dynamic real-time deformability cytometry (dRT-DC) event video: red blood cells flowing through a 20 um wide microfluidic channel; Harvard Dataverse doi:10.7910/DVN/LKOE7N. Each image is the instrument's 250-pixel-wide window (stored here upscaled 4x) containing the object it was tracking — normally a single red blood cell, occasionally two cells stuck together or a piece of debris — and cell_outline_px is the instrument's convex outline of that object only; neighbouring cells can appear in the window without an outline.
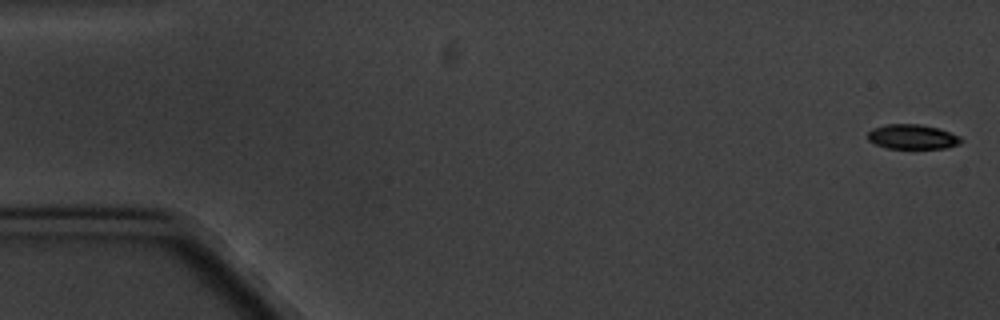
{"species": "common noctule bat (a hibernating species)", "species_latin": "Nyctalus noctula", "temperature_condition": "cold", "stored_images_in_passage": 9, "camera_frame_rate_fps": 3000, "um_per_image_px": 0.085, "animal": {"sex": "male", "body_mass_g": 20.1, "forearm_length_mm": 53.5}, "frame": {"image": 1, "passage_image": 1, "time_ms": 0.0, "image_size_px": [1000, 320], "cell_outline_px": [[964, 140], [960, 144], [944, 148], [888, 148], [876, 144], [868, 140], [868, 132], [872, 128], [888, 124], [920, 124], [940, 128], [960, 136]], "centroid_in_image_um": [77.59, 11.62], "position_along_channel_um": 7.4, "area_um2": 13.47}}
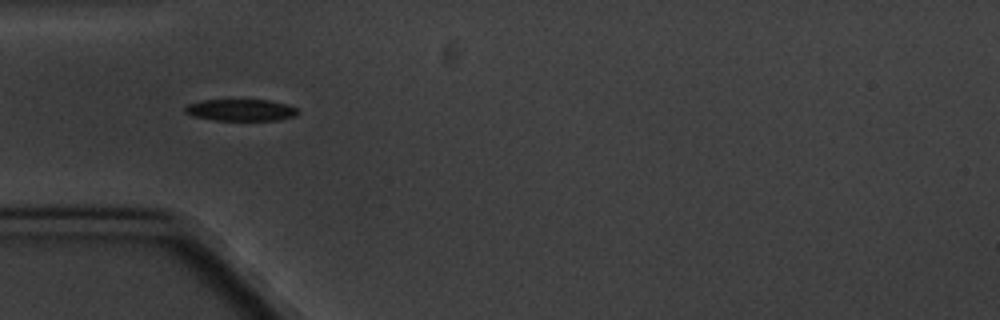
{"frame": {"image": 2, "passage_image": 6, "time_ms": 5.667, "image_size_px": [1000, 320], "cell_outline_px": [[300, 112], [296, 116], [276, 120], [216, 120], [192, 116], [184, 112], [184, 108], [188, 104], [200, 100], [268, 100], [288, 104], [296, 108]], "centroid_in_image_um": [20.47, 9.35], "position_along_channel_um": 64.5, "area_um2": 14.33}}